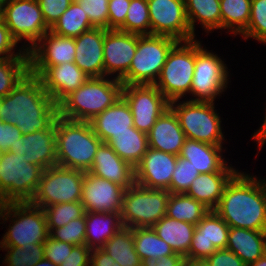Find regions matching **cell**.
<instances>
[{
  "instance_id": "1",
  "label": "cell",
  "mask_w": 266,
  "mask_h": 266,
  "mask_svg": "<svg viewBox=\"0 0 266 266\" xmlns=\"http://www.w3.org/2000/svg\"><path fill=\"white\" fill-rule=\"evenodd\" d=\"M58 116V106L30 72L1 98L0 119L17 126L23 135L51 129Z\"/></svg>"
},
{
  "instance_id": "2",
  "label": "cell",
  "mask_w": 266,
  "mask_h": 266,
  "mask_svg": "<svg viewBox=\"0 0 266 266\" xmlns=\"http://www.w3.org/2000/svg\"><path fill=\"white\" fill-rule=\"evenodd\" d=\"M238 171L214 211L229 225L266 231V179Z\"/></svg>"
},
{
  "instance_id": "3",
  "label": "cell",
  "mask_w": 266,
  "mask_h": 266,
  "mask_svg": "<svg viewBox=\"0 0 266 266\" xmlns=\"http://www.w3.org/2000/svg\"><path fill=\"white\" fill-rule=\"evenodd\" d=\"M57 165L88 172L103 143L88 121L58 116L55 121Z\"/></svg>"
},
{
  "instance_id": "4",
  "label": "cell",
  "mask_w": 266,
  "mask_h": 266,
  "mask_svg": "<svg viewBox=\"0 0 266 266\" xmlns=\"http://www.w3.org/2000/svg\"><path fill=\"white\" fill-rule=\"evenodd\" d=\"M123 84L110 77H89L59 105V116L75 121H90L122 96Z\"/></svg>"
},
{
  "instance_id": "5",
  "label": "cell",
  "mask_w": 266,
  "mask_h": 266,
  "mask_svg": "<svg viewBox=\"0 0 266 266\" xmlns=\"http://www.w3.org/2000/svg\"><path fill=\"white\" fill-rule=\"evenodd\" d=\"M0 220L11 222L0 246L24 248L25 244L44 243L49 236L43 208L30 202L4 203L0 206Z\"/></svg>"
},
{
  "instance_id": "6",
  "label": "cell",
  "mask_w": 266,
  "mask_h": 266,
  "mask_svg": "<svg viewBox=\"0 0 266 266\" xmlns=\"http://www.w3.org/2000/svg\"><path fill=\"white\" fill-rule=\"evenodd\" d=\"M181 102V103H180ZM215 102L172 101L170 107L176 113L186 138L216 146H223L221 118Z\"/></svg>"
},
{
  "instance_id": "7",
  "label": "cell",
  "mask_w": 266,
  "mask_h": 266,
  "mask_svg": "<svg viewBox=\"0 0 266 266\" xmlns=\"http://www.w3.org/2000/svg\"><path fill=\"white\" fill-rule=\"evenodd\" d=\"M177 40L159 35H139L138 46L123 85H154Z\"/></svg>"
},
{
  "instance_id": "8",
  "label": "cell",
  "mask_w": 266,
  "mask_h": 266,
  "mask_svg": "<svg viewBox=\"0 0 266 266\" xmlns=\"http://www.w3.org/2000/svg\"><path fill=\"white\" fill-rule=\"evenodd\" d=\"M194 70L195 39L178 42L169 52L154 85L169 102L181 100L190 93Z\"/></svg>"
},
{
  "instance_id": "9",
  "label": "cell",
  "mask_w": 266,
  "mask_h": 266,
  "mask_svg": "<svg viewBox=\"0 0 266 266\" xmlns=\"http://www.w3.org/2000/svg\"><path fill=\"white\" fill-rule=\"evenodd\" d=\"M168 190L150 189L134 183L125 189L120 212L123 227H153L166 216Z\"/></svg>"
},
{
  "instance_id": "10",
  "label": "cell",
  "mask_w": 266,
  "mask_h": 266,
  "mask_svg": "<svg viewBox=\"0 0 266 266\" xmlns=\"http://www.w3.org/2000/svg\"><path fill=\"white\" fill-rule=\"evenodd\" d=\"M195 39V70L190 94V101L214 102L216 97L226 91L229 71L227 64L218 56L205 49ZM195 97V98H194Z\"/></svg>"
},
{
  "instance_id": "11",
  "label": "cell",
  "mask_w": 266,
  "mask_h": 266,
  "mask_svg": "<svg viewBox=\"0 0 266 266\" xmlns=\"http://www.w3.org/2000/svg\"><path fill=\"white\" fill-rule=\"evenodd\" d=\"M26 155L5 151L0 157V173L6 203L30 202L34 197L44 169L27 162Z\"/></svg>"
},
{
  "instance_id": "12",
  "label": "cell",
  "mask_w": 266,
  "mask_h": 266,
  "mask_svg": "<svg viewBox=\"0 0 266 266\" xmlns=\"http://www.w3.org/2000/svg\"><path fill=\"white\" fill-rule=\"evenodd\" d=\"M84 171L52 166L44 169L30 203L45 208L53 204L81 201Z\"/></svg>"
},
{
  "instance_id": "13",
  "label": "cell",
  "mask_w": 266,
  "mask_h": 266,
  "mask_svg": "<svg viewBox=\"0 0 266 266\" xmlns=\"http://www.w3.org/2000/svg\"><path fill=\"white\" fill-rule=\"evenodd\" d=\"M2 19L18 43L27 41L22 45L27 52L50 31L37 0H12L3 9Z\"/></svg>"
},
{
  "instance_id": "14",
  "label": "cell",
  "mask_w": 266,
  "mask_h": 266,
  "mask_svg": "<svg viewBox=\"0 0 266 266\" xmlns=\"http://www.w3.org/2000/svg\"><path fill=\"white\" fill-rule=\"evenodd\" d=\"M122 97L130 107L134 127L146 134L170 107V102L155 85H123Z\"/></svg>"
},
{
  "instance_id": "15",
  "label": "cell",
  "mask_w": 266,
  "mask_h": 266,
  "mask_svg": "<svg viewBox=\"0 0 266 266\" xmlns=\"http://www.w3.org/2000/svg\"><path fill=\"white\" fill-rule=\"evenodd\" d=\"M151 35L171 37L178 42L196 39L186 15L185 0H147Z\"/></svg>"
},
{
  "instance_id": "16",
  "label": "cell",
  "mask_w": 266,
  "mask_h": 266,
  "mask_svg": "<svg viewBox=\"0 0 266 266\" xmlns=\"http://www.w3.org/2000/svg\"><path fill=\"white\" fill-rule=\"evenodd\" d=\"M29 67L30 73L41 80L43 88L57 106L89 78L74 62Z\"/></svg>"
},
{
  "instance_id": "17",
  "label": "cell",
  "mask_w": 266,
  "mask_h": 266,
  "mask_svg": "<svg viewBox=\"0 0 266 266\" xmlns=\"http://www.w3.org/2000/svg\"><path fill=\"white\" fill-rule=\"evenodd\" d=\"M139 35L106 29L103 43L104 77L121 80L128 72L138 46ZM110 75V76H109Z\"/></svg>"
},
{
  "instance_id": "18",
  "label": "cell",
  "mask_w": 266,
  "mask_h": 266,
  "mask_svg": "<svg viewBox=\"0 0 266 266\" xmlns=\"http://www.w3.org/2000/svg\"><path fill=\"white\" fill-rule=\"evenodd\" d=\"M229 229V225L214 210H209L195 225L191 247L185 259H206L217 249H225Z\"/></svg>"
},
{
  "instance_id": "19",
  "label": "cell",
  "mask_w": 266,
  "mask_h": 266,
  "mask_svg": "<svg viewBox=\"0 0 266 266\" xmlns=\"http://www.w3.org/2000/svg\"><path fill=\"white\" fill-rule=\"evenodd\" d=\"M124 192L122 186L85 172L80 202L87 212L120 213Z\"/></svg>"
},
{
  "instance_id": "20",
  "label": "cell",
  "mask_w": 266,
  "mask_h": 266,
  "mask_svg": "<svg viewBox=\"0 0 266 266\" xmlns=\"http://www.w3.org/2000/svg\"><path fill=\"white\" fill-rule=\"evenodd\" d=\"M178 156L148 148L135 166V183L150 189L168 190Z\"/></svg>"
},
{
  "instance_id": "21",
  "label": "cell",
  "mask_w": 266,
  "mask_h": 266,
  "mask_svg": "<svg viewBox=\"0 0 266 266\" xmlns=\"http://www.w3.org/2000/svg\"><path fill=\"white\" fill-rule=\"evenodd\" d=\"M15 154L26 155V161L47 169L57 165L56 129L40 130L19 138V143L8 150Z\"/></svg>"
},
{
  "instance_id": "22",
  "label": "cell",
  "mask_w": 266,
  "mask_h": 266,
  "mask_svg": "<svg viewBox=\"0 0 266 266\" xmlns=\"http://www.w3.org/2000/svg\"><path fill=\"white\" fill-rule=\"evenodd\" d=\"M29 66H55L74 62L75 38L46 32L28 51Z\"/></svg>"
},
{
  "instance_id": "23",
  "label": "cell",
  "mask_w": 266,
  "mask_h": 266,
  "mask_svg": "<svg viewBox=\"0 0 266 266\" xmlns=\"http://www.w3.org/2000/svg\"><path fill=\"white\" fill-rule=\"evenodd\" d=\"M105 33L106 29L92 28L75 38L74 63L89 77H104Z\"/></svg>"
},
{
  "instance_id": "24",
  "label": "cell",
  "mask_w": 266,
  "mask_h": 266,
  "mask_svg": "<svg viewBox=\"0 0 266 266\" xmlns=\"http://www.w3.org/2000/svg\"><path fill=\"white\" fill-rule=\"evenodd\" d=\"M88 172L116 183L124 189H128L135 183L134 167L121 159L106 143H102L97 149L93 164Z\"/></svg>"
},
{
  "instance_id": "25",
  "label": "cell",
  "mask_w": 266,
  "mask_h": 266,
  "mask_svg": "<svg viewBox=\"0 0 266 266\" xmlns=\"http://www.w3.org/2000/svg\"><path fill=\"white\" fill-rule=\"evenodd\" d=\"M148 147L179 156L186 140L178 117L171 107L156 120L147 133Z\"/></svg>"
},
{
  "instance_id": "26",
  "label": "cell",
  "mask_w": 266,
  "mask_h": 266,
  "mask_svg": "<svg viewBox=\"0 0 266 266\" xmlns=\"http://www.w3.org/2000/svg\"><path fill=\"white\" fill-rule=\"evenodd\" d=\"M223 146H216L186 138L180 157L191 162V165L201 173L238 172L228 164L223 157Z\"/></svg>"
},
{
  "instance_id": "27",
  "label": "cell",
  "mask_w": 266,
  "mask_h": 266,
  "mask_svg": "<svg viewBox=\"0 0 266 266\" xmlns=\"http://www.w3.org/2000/svg\"><path fill=\"white\" fill-rule=\"evenodd\" d=\"M89 122L94 133L103 143H106L113 135L130 131V127L134 126L130 107L122 96Z\"/></svg>"
},
{
  "instance_id": "28",
  "label": "cell",
  "mask_w": 266,
  "mask_h": 266,
  "mask_svg": "<svg viewBox=\"0 0 266 266\" xmlns=\"http://www.w3.org/2000/svg\"><path fill=\"white\" fill-rule=\"evenodd\" d=\"M226 248L248 266L266 253V231L230 227Z\"/></svg>"
},
{
  "instance_id": "29",
  "label": "cell",
  "mask_w": 266,
  "mask_h": 266,
  "mask_svg": "<svg viewBox=\"0 0 266 266\" xmlns=\"http://www.w3.org/2000/svg\"><path fill=\"white\" fill-rule=\"evenodd\" d=\"M236 173H201L192 182L186 194L201 202L209 210H214L223 195L227 183Z\"/></svg>"
},
{
  "instance_id": "30",
  "label": "cell",
  "mask_w": 266,
  "mask_h": 266,
  "mask_svg": "<svg viewBox=\"0 0 266 266\" xmlns=\"http://www.w3.org/2000/svg\"><path fill=\"white\" fill-rule=\"evenodd\" d=\"M85 245L91 249H101L122 227L120 213L85 211Z\"/></svg>"
},
{
  "instance_id": "31",
  "label": "cell",
  "mask_w": 266,
  "mask_h": 266,
  "mask_svg": "<svg viewBox=\"0 0 266 266\" xmlns=\"http://www.w3.org/2000/svg\"><path fill=\"white\" fill-rule=\"evenodd\" d=\"M152 228L162 240L171 246L175 253L182 255L184 258L187 256L191 247L195 225L164 216Z\"/></svg>"
},
{
  "instance_id": "32",
  "label": "cell",
  "mask_w": 266,
  "mask_h": 266,
  "mask_svg": "<svg viewBox=\"0 0 266 266\" xmlns=\"http://www.w3.org/2000/svg\"><path fill=\"white\" fill-rule=\"evenodd\" d=\"M106 144L123 160L129 162L134 168L147 152V134L138 131L134 126L130 131L113 135Z\"/></svg>"
},
{
  "instance_id": "33",
  "label": "cell",
  "mask_w": 266,
  "mask_h": 266,
  "mask_svg": "<svg viewBox=\"0 0 266 266\" xmlns=\"http://www.w3.org/2000/svg\"><path fill=\"white\" fill-rule=\"evenodd\" d=\"M185 7L189 27L194 35L196 21L207 34L221 29L220 0H185Z\"/></svg>"
},
{
  "instance_id": "34",
  "label": "cell",
  "mask_w": 266,
  "mask_h": 266,
  "mask_svg": "<svg viewBox=\"0 0 266 266\" xmlns=\"http://www.w3.org/2000/svg\"><path fill=\"white\" fill-rule=\"evenodd\" d=\"M121 266H142L135 251L132 228L122 227L101 248Z\"/></svg>"
},
{
  "instance_id": "35",
  "label": "cell",
  "mask_w": 266,
  "mask_h": 266,
  "mask_svg": "<svg viewBox=\"0 0 266 266\" xmlns=\"http://www.w3.org/2000/svg\"><path fill=\"white\" fill-rule=\"evenodd\" d=\"M209 209L186 193H170L167 201L166 216L193 225L208 213Z\"/></svg>"
},
{
  "instance_id": "36",
  "label": "cell",
  "mask_w": 266,
  "mask_h": 266,
  "mask_svg": "<svg viewBox=\"0 0 266 266\" xmlns=\"http://www.w3.org/2000/svg\"><path fill=\"white\" fill-rule=\"evenodd\" d=\"M135 251L142 261L173 255L175 252L152 227L132 228Z\"/></svg>"
},
{
  "instance_id": "37",
  "label": "cell",
  "mask_w": 266,
  "mask_h": 266,
  "mask_svg": "<svg viewBox=\"0 0 266 266\" xmlns=\"http://www.w3.org/2000/svg\"><path fill=\"white\" fill-rule=\"evenodd\" d=\"M251 0H220L221 30L242 34L250 21Z\"/></svg>"
},
{
  "instance_id": "38",
  "label": "cell",
  "mask_w": 266,
  "mask_h": 266,
  "mask_svg": "<svg viewBox=\"0 0 266 266\" xmlns=\"http://www.w3.org/2000/svg\"><path fill=\"white\" fill-rule=\"evenodd\" d=\"M94 28L88 15L74 0L61 17L53 24L50 31L54 34L76 38L83 32Z\"/></svg>"
},
{
  "instance_id": "39",
  "label": "cell",
  "mask_w": 266,
  "mask_h": 266,
  "mask_svg": "<svg viewBox=\"0 0 266 266\" xmlns=\"http://www.w3.org/2000/svg\"><path fill=\"white\" fill-rule=\"evenodd\" d=\"M29 72V57L0 58V98L8 95Z\"/></svg>"
},
{
  "instance_id": "40",
  "label": "cell",
  "mask_w": 266,
  "mask_h": 266,
  "mask_svg": "<svg viewBox=\"0 0 266 266\" xmlns=\"http://www.w3.org/2000/svg\"><path fill=\"white\" fill-rule=\"evenodd\" d=\"M118 30L138 35H151L147 0H131L125 23Z\"/></svg>"
},
{
  "instance_id": "41",
  "label": "cell",
  "mask_w": 266,
  "mask_h": 266,
  "mask_svg": "<svg viewBox=\"0 0 266 266\" xmlns=\"http://www.w3.org/2000/svg\"><path fill=\"white\" fill-rule=\"evenodd\" d=\"M47 220L49 233L54 228L63 227L73 219H78L85 214L84 205L78 202L53 204L43 208Z\"/></svg>"
},
{
  "instance_id": "42",
  "label": "cell",
  "mask_w": 266,
  "mask_h": 266,
  "mask_svg": "<svg viewBox=\"0 0 266 266\" xmlns=\"http://www.w3.org/2000/svg\"><path fill=\"white\" fill-rule=\"evenodd\" d=\"M7 251L3 264L6 266H33L44 259V243L25 244L24 248L0 246Z\"/></svg>"
},
{
  "instance_id": "43",
  "label": "cell",
  "mask_w": 266,
  "mask_h": 266,
  "mask_svg": "<svg viewBox=\"0 0 266 266\" xmlns=\"http://www.w3.org/2000/svg\"><path fill=\"white\" fill-rule=\"evenodd\" d=\"M250 21L241 34L244 40L253 38L266 44V0H251Z\"/></svg>"
},
{
  "instance_id": "44",
  "label": "cell",
  "mask_w": 266,
  "mask_h": 266,
  "mask_svg": "<svg viewBox=\"0 0 266 266\" xmlns=\"http://www.w3.org/2000/svg\"><path fill=\"white\" fill-rule=\"evenodd\" d=\"M199 174L189 160L178 156L171 178L170 193H186Z\"/></svg>"
},
{
  "instance_id": "45",
  "label": "cell",
  "mask_w": 266,
  "mask_h": 266,
  "mask_svg": "<svg viewBox=\"0 0 266 266\" xmlns=\"http://www.w3.org/2000/svg\"><path fill=\"white\" fill-rule=\"evenodd\" d=\"M85 214L78 219L71 220L63 227L54 228L49 235L55 240L76 245H85Z\"/></svg>"
},
{
  "instance_id": "46",
  "label": "cell",
  "mask_w": 266,
  "mask_h": 266,
  "mask_svg": "<svg viewBox=\"0 0 266 266\" xmlns=\"http://www.w3.org/2000/svg\"><path fill=\"white\" fill-rule=\"evenodd\" d=\"M94 28L108 29L109 0H76Z\"/></svg>"
},
{
  "instance_id": "47",
  "label": "cell",
  "mask_w": 266,
  "mask_h": 266,
  "mask_svg": "<svg viewBox=\"0 0 266 266\" xmlns=\"http://www.w3.org/2000/svg\"><path fill=\"white\" fill-rule=\"evenodd\" d=\"M16 47L18 42L12 37L4 20H0V58L29 57V53L23 47H19L20 49L15 52Z\"/></svg>"
},
{
  "instance_id": "48",
  "label": "cell",
  "mask_w": 266,
  "mask_h": 266,
  "mask_svg": "<svg viewBox=\"0 0 266 266\" xmlns=\"http://www.w3.org/2000/svg\"><path fill=\"white\" fill-rule=\"evenodd\" d=\"M46 25L51 28L74 0H37Z\"/></svg>"
},
{
  "instance_id": "49",
  "label": "cell",
  "mask_w": 266,
  "mask_h": 266,
  "mask_svg": "<svg viewBox=\"0 0 266 266\" xmlns=\"http://www.w3.org/2000/svg\"><path fill=\"white\" fill-rule=\"evenodd\" d=\"M73 247V245L55 240L49 235L44 242V258L60 265L71 253Z\"/></svg>"
},
{
  "instance_id": "50",
  "label": "cell",
  "mask_w": 266,
  "mask_h": 266,
  "mask_svg": "<svg viewBox=\"0 0 266 266\" xmlns=\"http://www.w3.org/2000/svg\"><path fill=\"white\" fill-rule=\"evenodd\" d=\"M131 0H109L108 29H119L124 23Z\"/></svg>"
},
{
  "instance_id": "51",
  "label": "cell",
  "mask_w": 266,
  "mask_h": 266,
  "mask_svg": "<svg viewBox=\"0 0 266 266\" xmlns=\"http://www.w3.org/2000/svg\"><path fill=\"white\" fill-rule=\"evenodd\" d=\"M209 266H247L235 253L229 249H217L205 259Z\"/></svg>"
},
{
  "instance_id": "52",
  "label": "cell",
  "mask_w": 266,
  "mask_h": 266,
  "mask_svg": "<svg viewBox=\"0 0 266 266\" xmlns=\"http://www.w3.org/2000/svg\"><path fill=\"white\" fill-rule=\"evenodd\" d=\"M91 251L86 245H76L59 266H90Z\"/></svg>"
},
{
  "instance_id": "53",
  "label": "cell",
  "mask_w": 266,
  "mask_h": 266,
  "mask_svg": "<svg viewBox=\"0 0 266 266\" xmlns=\"http://www.w3.org/2000/svg\"><path fill=\"white\" fill-rule=\"evenodd\" d=\"M21 136H23V134L17 126L3 122L1 146L4 151H8L12 146H16L19 143V138Z\"/></svg>"
},
{
  "instance_id": "54",
  "label": "cell",
  "mask_w": 266,
  "mask_h": 266,
  "mask_svg": "<svg viewBox=\"0 0 266 266\" xmlns=\"http://www.w3.org/2000/svg\"><path fill=\"white\" fill-rule=\"evenodd\" d=\"M185 258L180 254L162 256L159 259L150 258L142 261V266H184Z\"/></svg>"
},
{
  "instance_id": "55",
  "label": "cell",
  "mask_w": 266,
  "mask_h": 266,
  "mask_svg": "<svg viewBox=\"0 0 266 266\" xmlns=\"http://www.w3.org/2000/svg\"><path fill=\"white\" fill-rule=\"evenodd\" d=\"M90 266H121V265L115 262V260L102 249H94L91 251Z\"/></svg>"
},
{
  "instance_id": "56",
  "label": "cell",
  "mask_w": 266,
  "mask_h": 266,
  "mask_svg": "<svg viewBox=\"0 0 266 266\" xmlns=\"http://www.w3.org/2000/svg\"><path fill=\"white\" fill-rule=\"evenodd\" d=\"M252 139H254L258 143L257 146L259 147L258 149L260 151V149H262L263 145H265L266 143V114L263 124L256 132H254Z\"/></svg>"
},
{
  "instance_id": "57",
  "label": "cell",
  "mask_w": 266,
  "mask_h": 266,
  "mask_svg": "<svg viewBox=\"0 0 266 266\" xmlns=\"http://www.w3.org/2000/svg\"><path fill=\"white\" fill-rule=\"evenodd\" d=\"M184 266H209L205 259H185Z\"/></svg>"
},
{
  "instance_id": "58",
  "label": "cell",
  "mask_w": 266,
  "mask_h": 266,
  "mask_svg": "<svg viewBox=\"0 0 266 266\" xmlns=\"http://www.w3.org/2000/svg\"><path fill=\"white\" fill-rule=\"evenodd\" d=\"M248 266H266V253Z\"/></svg>"
},
{
  "instance_id": "59",
  "label": "cell",
  "mask_w": 266,
  "mask_h": 266,
  "mask_svg": "<svg viewBox=\"0 0 266 266\" xmlns=\"http://www.w3.org/2000/svg\"><path fill=\"white\" fill-rule=\"evenodd\" d=\"M33 266H59V265H56L53 262H51L50 260H47L44 258L41 261H39L38 263L34 264Z\"/></svg>"
},
{
  "instance_id": "60",
  "label": "cell",
  "mask_w": 266,
  "mask_h": 266,
  "mask_svg": "<svg viewBox=\"0 0 266 266\" xmlns=\"http://www.w3.org/2000/svg\"><path fill=\"white\" fill-rule=\"evenodd\" d=\"M2 135H3V121L0 119V157L4 154V149L1 146L2 142Z\"/></svg>"
},
{
  "instance_id": "61",
  "label": "cell",
  "mask_w": 266,
  "mask_h": 266,
  "mask_svg": "<svg viewBox=\"0 0 266 266\" xmlns=\"http://www.w3.org/2000/svg\"><path fill=\"white\" fill-rule=\"evenodd\" d=\"M12 0H0V7L4 9Z\"/></svg>"
},
{
  "instance_id": "62",
  "label": "cell",
  "mask_w": 266,
  "mask_h": 266,
  "mask_svg": "<svg viewBox=\"0 0 266 266\" xmlns=\"http://www.w3.org/2000/svg\"><path fill=\"white\" fill-rule=\"evenodd\" d=\"M3 9L0 7V20H2Z\"/></svg>"
}]
</instances>
